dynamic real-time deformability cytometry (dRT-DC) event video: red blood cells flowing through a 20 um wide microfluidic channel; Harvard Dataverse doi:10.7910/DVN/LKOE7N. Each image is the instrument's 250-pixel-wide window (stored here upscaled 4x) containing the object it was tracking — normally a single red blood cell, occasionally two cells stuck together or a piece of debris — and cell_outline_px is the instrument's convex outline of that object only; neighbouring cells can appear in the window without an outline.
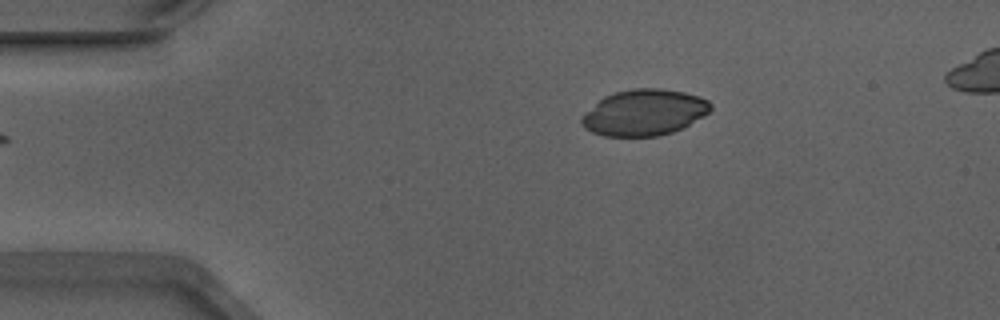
{"species": "Egyptian fruit bat (a non-hibernating species)", "species_latin": "Rousettus aegyptiacus", "temperature_condition": "warm", "stored_images_in_passage": 44, "camera_frame_rate_fps": 3000, "um_per_image_px": 0.085, "animal": {"sex": "male"}, "frame": {"image": 1, "passage_image": 1, "time_ms": 0.0, "image_size_px": [1000, 320], "cell_outline_px": [[712, 108], [704, 116], [684, 128], [660, 136], [604, 136], [592, 132], [584, 128], [580, 124], [580, 116], [604, 96], [616, 92], [632, 88], [660, 88], [684, 92], [700, 96], [708, 100], [712, 104]], "centroid_in_image_um": [54.76, 9.57], "position_along_channel_um": 30.2, "area_um2": 34.97}}